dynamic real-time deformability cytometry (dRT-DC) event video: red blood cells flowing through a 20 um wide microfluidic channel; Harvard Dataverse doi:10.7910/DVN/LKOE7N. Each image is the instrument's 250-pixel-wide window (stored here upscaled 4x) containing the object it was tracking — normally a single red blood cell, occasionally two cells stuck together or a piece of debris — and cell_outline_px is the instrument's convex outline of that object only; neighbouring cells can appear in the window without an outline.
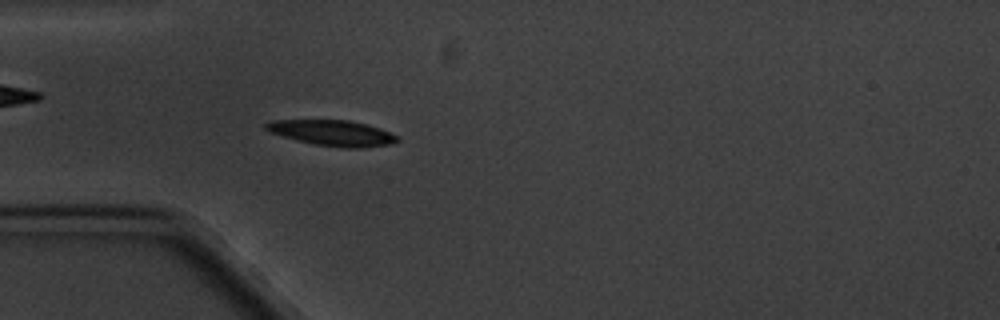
{"species": "common noctule bat (a hibernating species)", "species_latin": "Nyctalus noctula", "temperature_condition": "cold", "stored_images_in_passage": 4, "camera_frame_rate_fps": 3000, "um_per_image_px": 0.085, "animal": {"sex": "male", "body_mass_g": 20.1, "forearm_length_mm": 53.5}, "frame": {"image": 1, "passage_image": 4, "time_ms": 4.333, "image_size_px": [1000, 320], "cell_outline_px": [[400, 140], [392, 144], [364, 148], [348, 148], [316, 144], [296, 140], [268, 132], [264, 128], [264, 124], [272, 120], [348, 120], [380, 128], [400, 136]], "centroid_in_image_um": [28.28, 11.3], "position_along_channel_um": 56.7, "area_um2": 19.71}}